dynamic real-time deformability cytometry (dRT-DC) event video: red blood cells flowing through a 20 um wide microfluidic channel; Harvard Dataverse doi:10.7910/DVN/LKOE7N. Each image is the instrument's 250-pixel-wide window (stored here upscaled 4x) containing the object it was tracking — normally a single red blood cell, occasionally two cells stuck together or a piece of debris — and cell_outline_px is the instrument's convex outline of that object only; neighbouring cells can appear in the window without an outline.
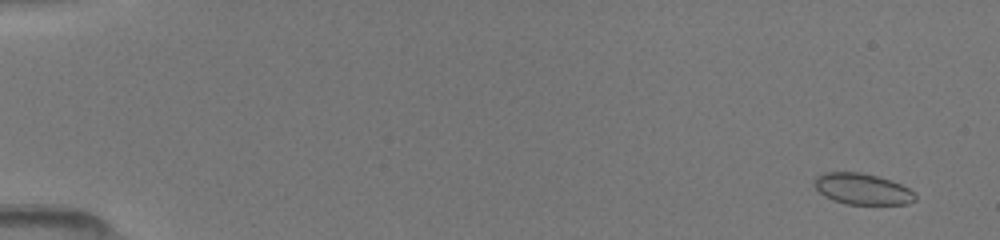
{"species": "common noctule bat (a hibernating species)", "species_latin": "Nyctalus noctula", "temperature_condition": "room temperature", "stored_images_in_passage": 42, "camera_frame_rate_fps": 3000, "um_per_image_px": 0.085, "animal": {"sex": "female", "body_mass_g": 19.5, "forearm_length_mm": 54.1}, "frame": {"image": 1, "passage_image": 1, "time_ms": 0.0, "image_size_px": [1000, 240], "cell_outline_px": [[916, 200], [908, 204], [844, 204], [832, 200], [824, 196], [816, 188], [812, 180], [816, 176], [824, 172], [860, 172], [876, 176], [900, 184], [908, 188], [916, 196]], "centroid_in_image_um": [73.25, 16.07], "position_along_channel_um": 11.7, "area_um2": 18.26}}
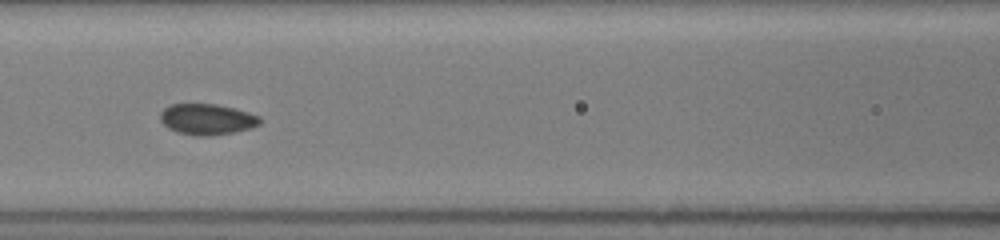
{"frame": {"image": 2, "passage_image": 19, "time_ms": 7.0, "image_size_px": [1000, 240], "cell_outline_px": [[260, 124], [248, 128], [232, 132], [208, 136], [196, 136], [176, 132], [168, 128], [160, 120], [160, 112], [164, 108], [172, 104], [216, 104], [248, 112], [260, 116]], "centroid_in_image_um": [17.56, 10.14], "position_along_channel_um": 149.0, "area_um2": 17.8}}
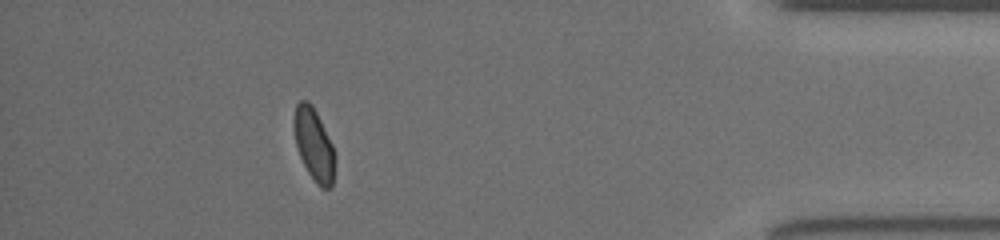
{"frame": {"image": 3, "passage_image": 37, "time_ms": 14.333, "image_size_px": [1000, 240], "cell_outline_px": [[332, 188], [320, 188], [308, 172], [300, 156], [296, 144], [292, 124], [292, 120], [296, 104], [300, 100], [308, 100], [312, 104], [332, 144]], "centroid_in_image_um": [26.61, 12.22], "position_along_channel_um": 408.6, "area_um2": 16.76}}